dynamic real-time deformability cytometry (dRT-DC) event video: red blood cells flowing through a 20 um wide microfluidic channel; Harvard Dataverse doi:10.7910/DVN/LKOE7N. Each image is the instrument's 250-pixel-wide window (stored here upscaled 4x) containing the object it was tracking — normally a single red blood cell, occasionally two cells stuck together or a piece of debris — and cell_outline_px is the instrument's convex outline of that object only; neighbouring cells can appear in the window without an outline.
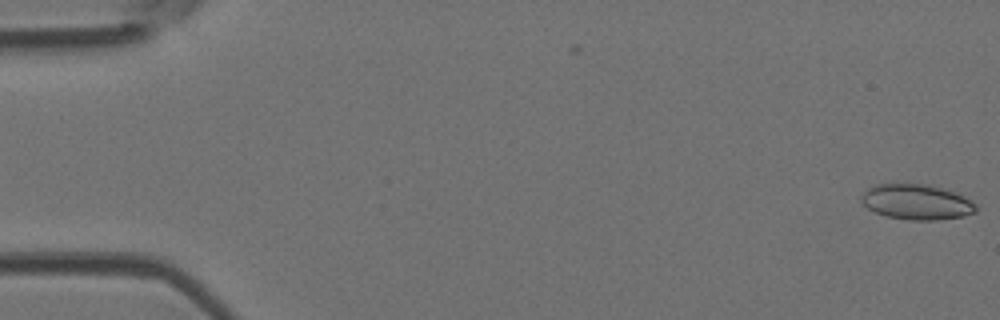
{"species": "Egyptian fruit bat (a non-hibernating species)", "species_latin": "Rousettus aegyptiacus", "temperature_condition": "room temperature", "stored_images_in_passage": 5, "camera_frame_rate_fps": 3000, "um_per_image_px": 0.085, "animal": {"sex": "female"}, "frame": {"image": 1, "passage_image": 1, "time_ms": 0.0, "image_size_px": [1000, 320], "cell_outline_px": [[976, 212], [964, 216], [936, 220], [908, 220], [884, 216], [868, 208], [860, 200], [860, 196], [868, 188], [876, 184], [892, 180], [928, 184], [944, 188], [976, 204]], "centroid_in_image_um": [77.83, 17.12], "position_along_channel_um": 7.2, "area_um2": 24.22}}